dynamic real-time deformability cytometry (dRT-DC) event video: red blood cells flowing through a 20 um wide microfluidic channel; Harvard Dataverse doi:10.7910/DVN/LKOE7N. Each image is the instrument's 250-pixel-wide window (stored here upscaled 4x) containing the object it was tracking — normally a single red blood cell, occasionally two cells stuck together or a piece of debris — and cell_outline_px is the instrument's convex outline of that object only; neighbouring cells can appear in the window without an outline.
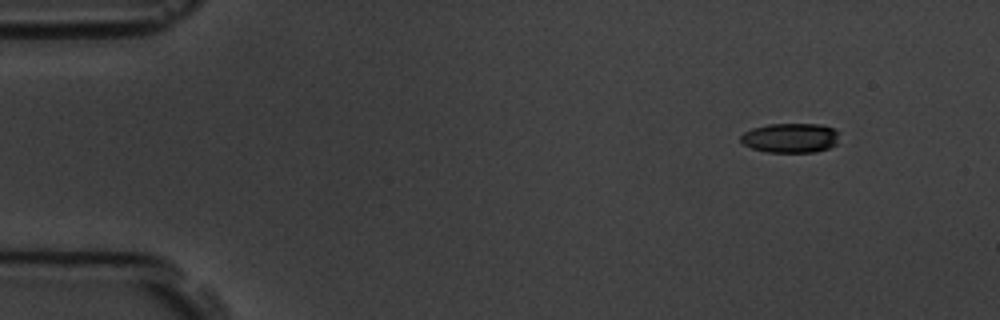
{"species": "common noctule bat (a hibernating species)", "species_latin": "Nyctalus noctula", "temperature_condition": "room temperature", "stored_images_in_passage": 4, "camera_frame_rate_fps": 3000, "um_per_image_px": 0.085, "animal": {"sex": "male", "body_mass_g": 19.5, "forearm_length_mm": 54.6}, "frame": {"image": 1, "passage_image": 1, "time_ms": 0.0, "image_size_px": [1000, 320], "cell_outline_px": [[840, 132], [836, 144], [828, 148], [816, 152], [768, 152], [752, 148], [744, 144], [740, 140], [740, 136], [744, 132], [752, 128], [768, 124], [820, 124], [836, 128]], "centroid_in_image_um": [67.22, 11.71], "position_along_channel_um": 17.8, "area_um2": 17.17}}
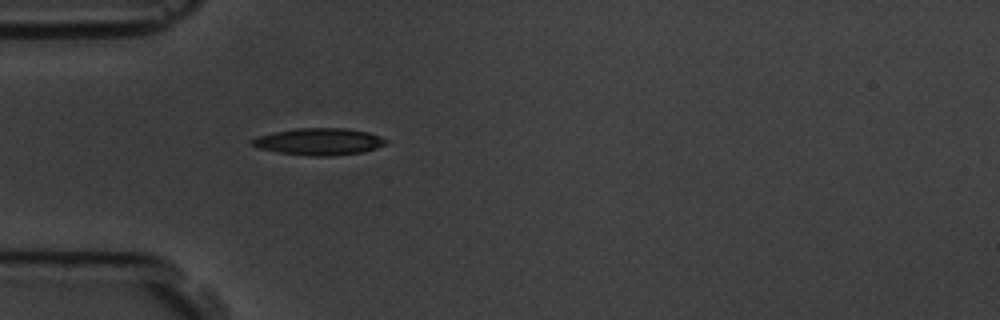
{"frame": {"image": 2, "passage_image": 4, "time_ms": 3.667, "image_size_px": [1000, 320], "cell_outline_px": [[388, 144], [364, 152], [332, 156], [316, 156], [276, 152], [256, 148], [252, 144], [252, 140], [256, 136], [296, 128], [344, 128], [368, 132], [380, 136], [388, 140]], "centroid_in_image_um": [27.15, 12.04], "position_along_channel_um": 57.9, "area_um2": 21.04}}